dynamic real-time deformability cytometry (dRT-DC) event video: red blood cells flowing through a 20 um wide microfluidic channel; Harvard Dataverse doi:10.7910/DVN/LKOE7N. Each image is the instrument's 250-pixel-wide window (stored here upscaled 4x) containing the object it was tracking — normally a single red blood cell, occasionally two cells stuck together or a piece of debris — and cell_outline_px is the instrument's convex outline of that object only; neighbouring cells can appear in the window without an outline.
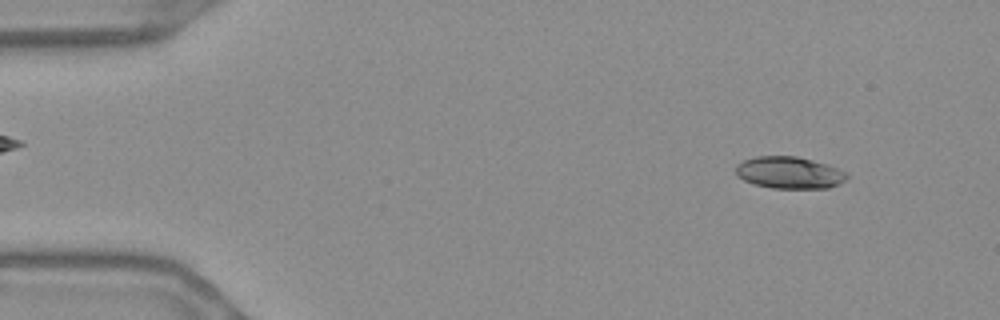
{"species": "Egyptian fruit bat (a non-hibernating species)", "species_latin": "Rousettus aegyptiacus", "temperature_condition": "warm", "stored_images_in_passage": 54, "camera_frame_rate_fps": 3000, "um_per_image_px": 0.085, "frame": {"image": 1, "passage_image": 5, "time_ms": 1.333, "image_size_px": [1000, 320], "cell_outline_px": [[848, 176], [840, 184], [828, 188], [772, 188], [756, 184], [744, 180], [736, 176], [736, 164], [744, 160], [756, 156], [796, 156], [828, 164], [844, 172]], "centroid_in_image_um": [67.07, 14.67], "position_along_channel_um": 17.9, "area_um2": 20.58}}
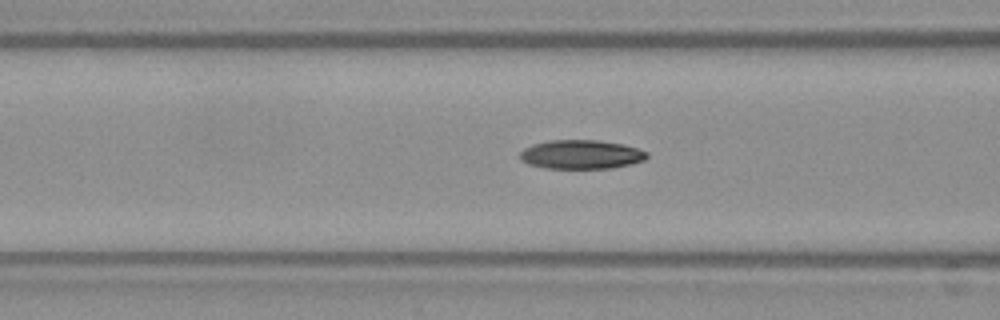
{"frame": {"image": 2, "passage_image": 21, "time_ms": 6.667, "image_size_px": [1000, 320], "cell_outline_px": [[648, 156], [644, 160], [632, 164], [612, 168], [544, 168], [528, 164], [520, 160], [520, 152], [524, 148], [532, 144], [548, 140], [596, 140], [624, 144], [648, 152]], "centroid_in_image_um": [49.39, 13.13], "position_along_channel_um": 117.2, "area_um2": 21.56}}
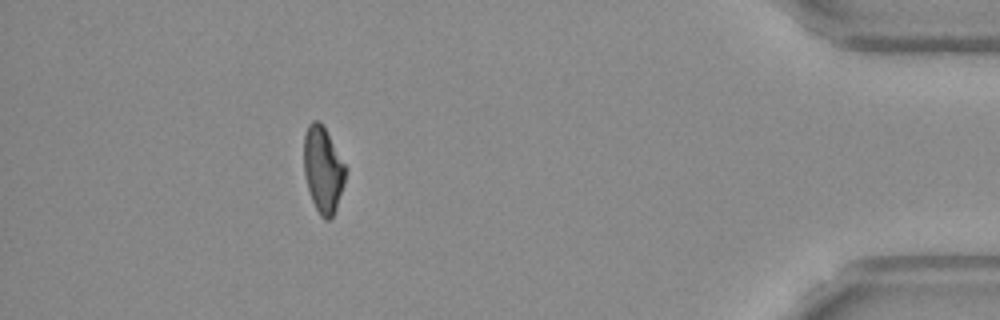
{"frame": {"image": 3, "passage_image": 49, "time_ms": 16.0, "image_size_px": [1000, 320], "cell_outline_px": [[348, 168], [344, 184], [336, 208], [332, 216], [328, 220], [324, 220], [320, 216], [312, 200], [308, 188], [304, 172], [304, 132], [308, 124], [312, 120], [316, 120], [324, 128]], "centroid_in_image_um": [27.46, 14.42], "position_along_channel_um": 407.7, "area_um2": 20.81}, "authors_computed_cell_mechanics": {"area_um2": 21.2704, "velocity_mm_per_s": 3.683, "shape_relaxation_time_tau1_ms": 11.2261, "shape_relaxation_time_tau2_ms": 5.356, "deformation_change_tau1": 0.2477, "deformation_change_tau2": 0.112}}